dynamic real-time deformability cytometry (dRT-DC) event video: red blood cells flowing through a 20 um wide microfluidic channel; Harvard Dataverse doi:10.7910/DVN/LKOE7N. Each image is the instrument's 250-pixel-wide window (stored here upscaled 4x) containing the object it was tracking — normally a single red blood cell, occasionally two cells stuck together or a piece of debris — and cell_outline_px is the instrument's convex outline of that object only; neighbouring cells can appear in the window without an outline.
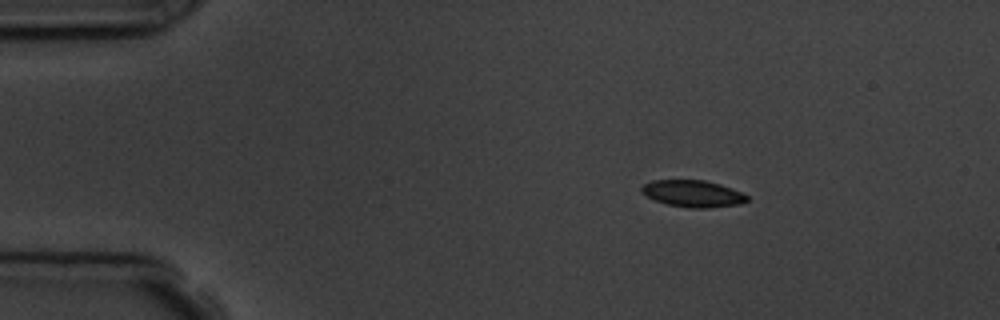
{"species": "common noctule bat (a hibernating species)", "species_latin": "Nyctalus noctula", "temperature_condition": "room temperature", "stored_images_in_passage": 4, "camera_frame_rate_fps": 3000, "um_per_image_px": 0.085, "animal": {"sex": "male", "body_mass_g": 19.5, "forearm_length_mm": 54.6}, "frame": {"image": 1, "passage_image": 2, "time_ms": 1.0, "image_size_px": [1000, 320], "cell_outline_px": [[748, 200], [740, 204], [708, 208], [688, 208], [668, 204], [656, 200], [640, 192], [640, 188], [644, 184], [652, 180], [704, 180], [720, 184], [732, 188], [748, 196]], "centroid_in_image_um": [58.89, 16.45], "position_along_channel_um": 26.1, "area_um2": 16.42}}